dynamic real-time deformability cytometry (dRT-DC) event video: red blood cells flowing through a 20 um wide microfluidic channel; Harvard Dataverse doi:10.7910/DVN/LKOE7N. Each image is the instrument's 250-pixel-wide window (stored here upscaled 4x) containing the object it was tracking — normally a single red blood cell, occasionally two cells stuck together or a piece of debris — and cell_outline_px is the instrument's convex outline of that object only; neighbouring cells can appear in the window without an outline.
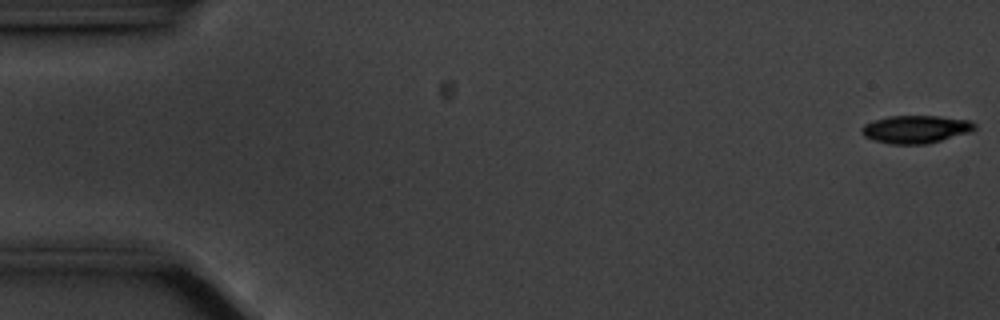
{"species": "common noctule bat (a hibernating species)", "species_latin": "Nyctalus noctula", "temperature_condition": "cold", "stored_images_in_passage": 57, "camera_frame_rate_fps": 3000, "um_per_image_px": 0.085, "animal": {"sex": "male", "body_mass_g": 20.1, "forearm_length_mm": 53.5}, "frame": {"image": 1, "passage_image": 1, "time_ms": 0.0, "image_size_px": [1000, 320], "cell_outline_px": [[976, 128], [972, 132], [928, 144], [892, 144], [876, 140], [864, 136], [860, 132], [860, 128], [864, 124], [888, 116], [936, 116], [968, 120], [976, 124]], "centroid_in_image_um": [77.86, 10.99], "position_along_channel_um": 7.1, "area_um2": 18.32}}
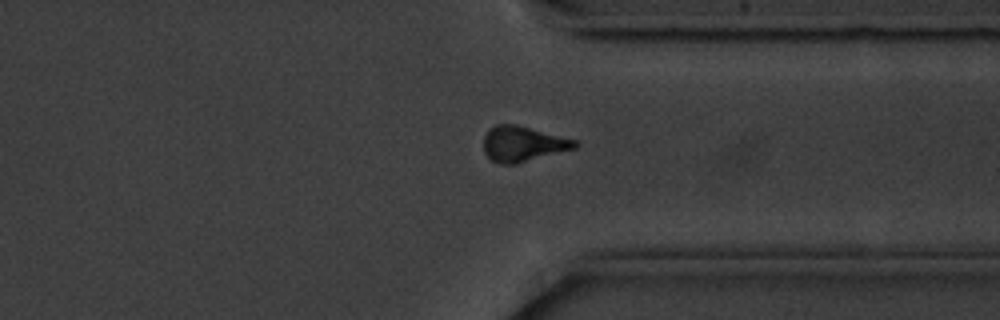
{"frame": {"image": 2, "passage_image": 43, "time_ms": 14.0, "image_size_px": [1000, 320], "cell_outline_px": [[580, 144], [576, 148], [516, 164], [500, 164], [492, 160], [484, 152], [484, 136], [496, 124], [516, 124], [576, 140]], "centroid_in_image_um": [44.46, 12.24], "position_along_channel_um": 366.9, "area_um2": 18.67}}
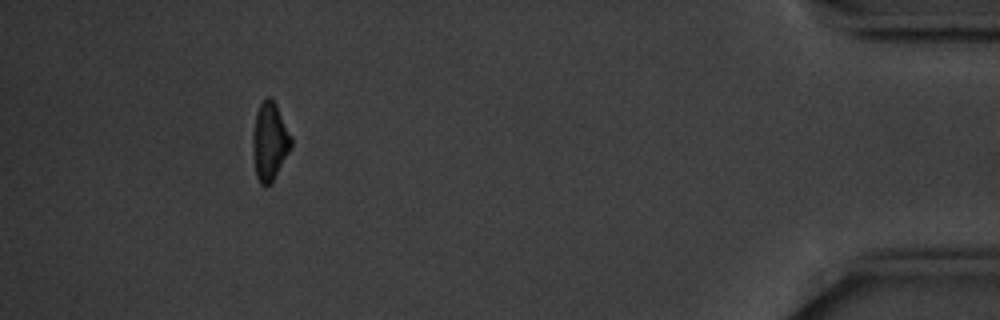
{"frame": {"image": 3, "passage_image": 52, "time_ms": 17.0, "image_size_px": [1000, 320], "cell_outline_px": [[292, 144], [272, 184], [260, 184], [256, 176], [252, 144], [252, 140], [256, 112], [260, 104], [268, 96], [276, 104], [292, 136]], "centroid_in_image_um": [22.93, 12.03], "position_along_channel_um": 412.3, "area_um2": 17.28}, "authors_computed_cell_mechanics": {"area_um2": 18.9006, "velocity_mm_per_s": 3.5317, "shape_relaxation_time_tau1_ms": 7.2326, "shape_relaxation_time_tau2_ms": null, "deformation_change_tau1": 0.254, "deformation_change_tau2": null}}